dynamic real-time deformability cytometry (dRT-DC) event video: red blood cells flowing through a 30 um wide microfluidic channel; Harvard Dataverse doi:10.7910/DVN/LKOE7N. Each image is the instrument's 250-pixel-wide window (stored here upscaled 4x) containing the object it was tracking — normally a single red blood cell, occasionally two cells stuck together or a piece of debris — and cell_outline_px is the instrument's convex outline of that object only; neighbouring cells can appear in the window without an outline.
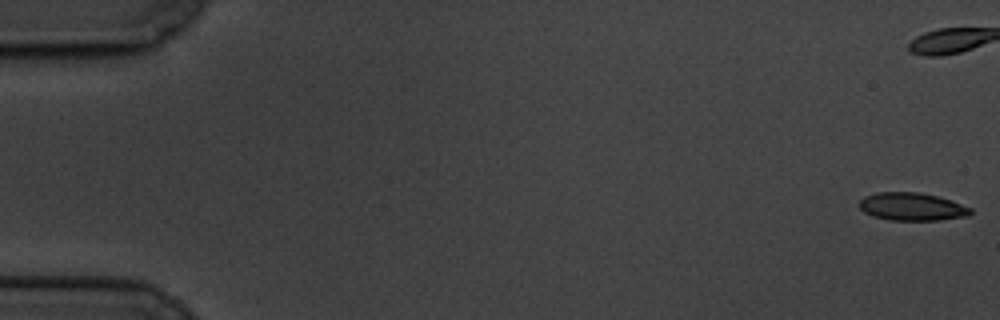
{"species": "common noctule bat (a hibernating species)", "species_latin": "Nyctalus noctula", "temperature_condition": "cold", "stored_images_in_passage": 6, "camera_frame_rate_fps": 3000, "um_per_image_px": 0.085, "animal": {"sex": "male", "body_mass_g": 19.5, "forearm_length_mm": 54.6}, "frame": {"image": 1, "passage_image": 1, "time_ms": 0.0, "image_size_px": [1000, 320], "cell_outline_px": [[972, 212], [968, 216], [940, 220], [888, 220], [872, 216], [864, 212], [860, 208], [860, 200], [864, 196], [876, 192], [920, 192], [936, 196], [972, 208]], "centroid_in_image_um": [77.49, 17.57], "position_along_channel_um": 7.5, "area_um2": 18.03}}
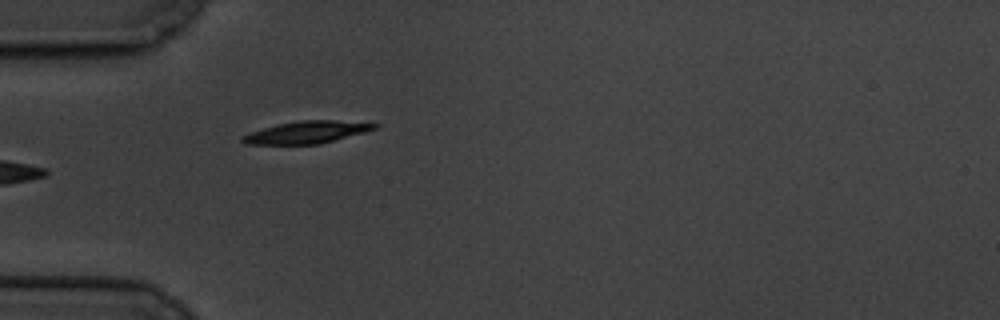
{"frame": {"image": 2, "passage_image": 6, "time_ms": 6.667, "image_size_px": [1000, 320], "cell_outline_px": [[380, 124], [376, 128], [364, 132], [320, 144], [244, 144], [240, 140], [240, 136], [264, 128], [280, 124], [300, 120], [336, 120]], "centroid_in_image_um": [26.06, 11.24], "position_along_channel_um": 58.9, "area_um2": 16.88}}